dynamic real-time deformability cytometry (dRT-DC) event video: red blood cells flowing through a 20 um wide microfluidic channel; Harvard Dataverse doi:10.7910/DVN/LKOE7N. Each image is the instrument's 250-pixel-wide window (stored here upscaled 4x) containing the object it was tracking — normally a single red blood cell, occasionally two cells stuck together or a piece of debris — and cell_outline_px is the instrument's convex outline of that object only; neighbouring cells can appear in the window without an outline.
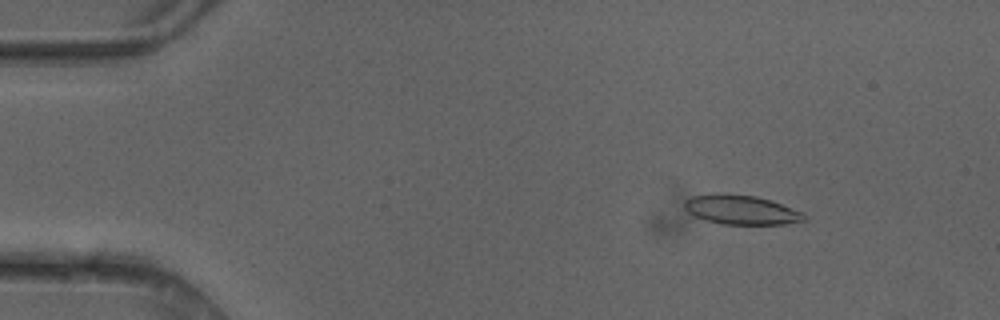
{"species": "common noctule bat (a hibernating species)", "species_latin": "Nyctalus noctula", "temperature_condition": "cold", "stored_images_in_passage": 50, "camera_frame_rate_fps": 3000, "um_per_image_px": 0.085, "animal": {"sex": "female"}, "frame": {"image": 1, "passage_image": 7, "time_ms": 2.0, "image_size_px": [1000, 320], "cell_outline_px": [[808, 220], [784, 224], [720, 224], [696, 216], [688, 212], [684, 208], [684, 200], [692, 196], [756, 196], [772, 200], [804, 212], [808, 216]], "centroid_in_image_um": [63.12, 17.88], "position_along_channel_um": 21.9, "area_um2": 19.88}}
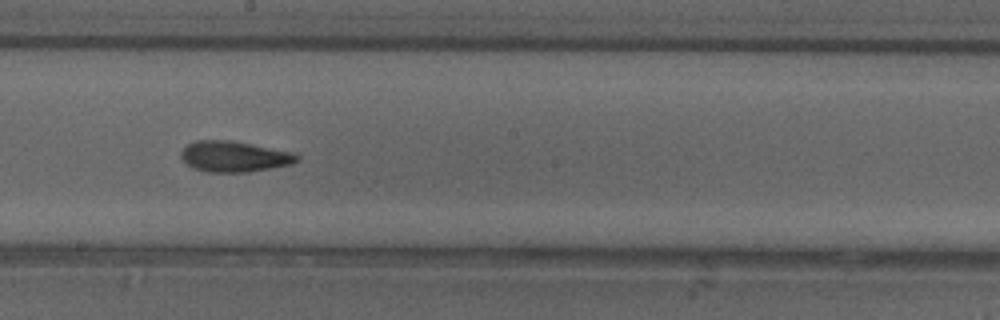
{"frame": {"image": 2, "passage_image": 28, "time_ms": 9.0, "image_size_px": [1000, 320], "cell_outline_px": [[300, 160], [292, 164], [248, 172], [208, 172], [192, 168], [180, 156], [180, 152], [188, 144], [196, 140], [232, 140], [292, 152], [300, 156]], "centroid_in_image_um": [19.91, 13.3], "position_along_channel_um": 228.3, "area_um2": 20.81}}
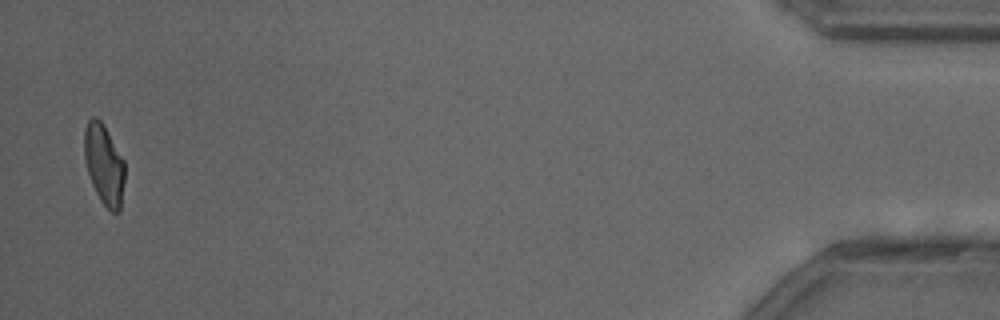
{"frame": {"image": 3, "passage_image": 49, "time_ms": 16.0, "image_size_px": [1000, 320], "cell_outline_px": [[124, 180], [120, 212], [112, 212], [100, 200], [92, 184], [88, 172], [84, 156], [84, 128], [88, 120], [92, 116], [96, 116], [104, 124], [124, 160]], "centroid_in_image_um": [8.84, 13.94], "position_along_channel_um": 426.4, "area_um2": 18.96}, "authors_computed_cell_mechanics": {"area_um2": 20.2878, "velocity_mm_per_s": 4.1385, "shape_relaxation_time_tau1_ms": null, "shape_relaxation_time_tau2_ms": 2.2569, "deformation_change_tau1": null, "deformation_change_tau2": 0.105}}